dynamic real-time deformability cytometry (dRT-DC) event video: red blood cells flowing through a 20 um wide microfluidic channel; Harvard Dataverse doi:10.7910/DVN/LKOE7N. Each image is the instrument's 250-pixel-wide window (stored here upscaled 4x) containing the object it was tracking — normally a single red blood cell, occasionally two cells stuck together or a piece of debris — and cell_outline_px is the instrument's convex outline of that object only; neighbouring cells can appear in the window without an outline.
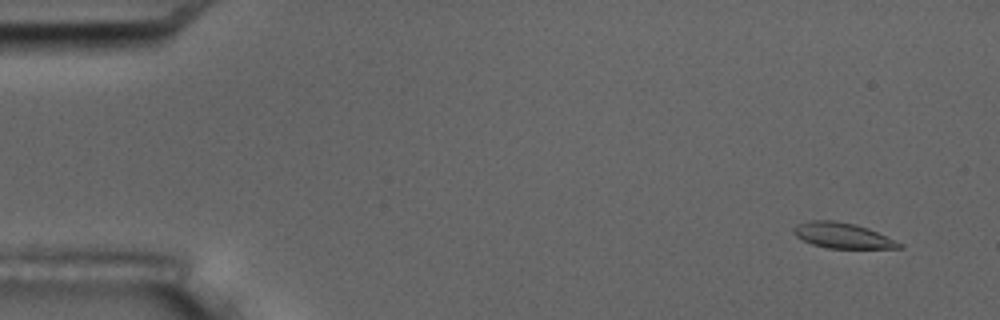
{"species": "common noctule bat (a hibernating species)", "species_latin": "Nyctalus noctula", "temperature_condition": "room temperature", "stored_images_in_passage": 5, "camera_frame_rate_fps": 3000, "um_per_image_px": 0.085, "animal": {"sex": "male", "body_mass_g": 17.5, "forearm_length_mm": 52.3}, "frame": {"image": 1, "passage_image": 1, "time_ms": 0.0, "image_size_px": [1000, 320], "cell_outline_px": [[904, 248], [828, 248], [812, 244], [796, 236], [792, 228], [796, 224], [812, 220], [836, 220], [856, 224], [868, 228], [904, 244]], "centroid_in_image_um": [71.62, 20.01], "position_along_channel_um": 13.4, "area_um2": 15.66}}
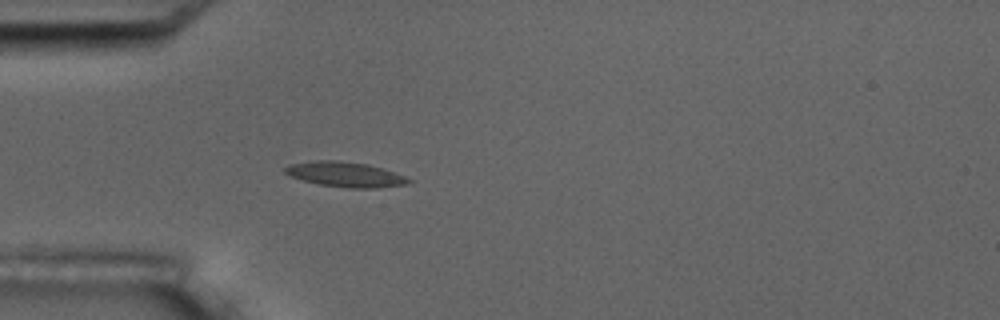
{"frame": {"image": 2, "passage_image": 5, "time_ms": 4.333, "image_size_px": [1000, 320], "cell_outline_px": [[412, 180], [408, 184], [376, 188], [348, 188], [320, 184], [304, 180], [292, 176], [284, 172], [284, 168], [288, 164], [316, 160], [340, 160], [368, 164], [404, 176]], "centroid_in_image_um": [29.33, 14.82], "position_along_channel_um": 55.7, "area_um2": 17.86}}